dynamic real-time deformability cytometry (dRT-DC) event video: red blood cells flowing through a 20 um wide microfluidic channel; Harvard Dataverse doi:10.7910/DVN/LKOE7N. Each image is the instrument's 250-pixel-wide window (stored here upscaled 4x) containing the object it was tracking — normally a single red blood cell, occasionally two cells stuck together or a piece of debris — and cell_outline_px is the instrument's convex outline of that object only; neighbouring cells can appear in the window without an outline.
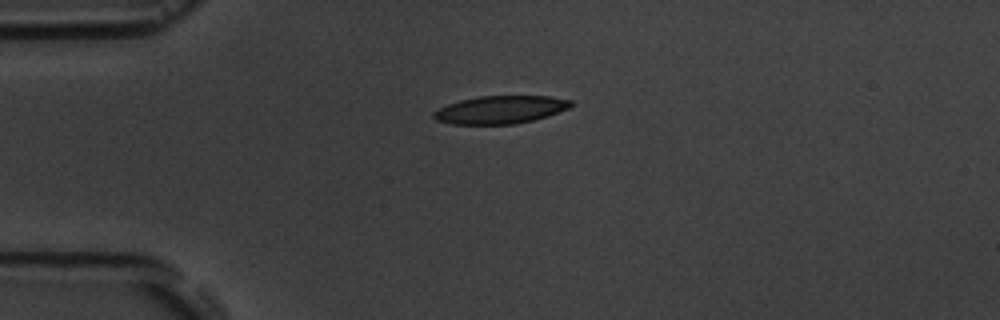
{"species": "common noctule bat (a hibernating species)", "species_latin": "Nyctalus noctula", "temperature_condition": "room temperature", "stored_images_in_passage": 6, "camera_frame_rate_fps": 3000, "um_per_image_px": 0.085, "animal": {"sex": "male", "body_mass_g": 19.5, "forearm_length_mm": 54.6}, "frame": {"image": 1, "passage_image": 6, "time_ms": 6.667, "image_size_px": [1000, 320], "cell_outline_px": [[572, 104], [568, 108], [548, 116], [516, 124], [448, 124], [436, 120], [432, 116], [432, 112], [448, 104], [460, 100], [480, 96], [548, 96], [572, 100]], "centroid_in_image_um": [42.5, 9.33], "position_along_channel_um": 42.5, "area_um2": 22.25}}